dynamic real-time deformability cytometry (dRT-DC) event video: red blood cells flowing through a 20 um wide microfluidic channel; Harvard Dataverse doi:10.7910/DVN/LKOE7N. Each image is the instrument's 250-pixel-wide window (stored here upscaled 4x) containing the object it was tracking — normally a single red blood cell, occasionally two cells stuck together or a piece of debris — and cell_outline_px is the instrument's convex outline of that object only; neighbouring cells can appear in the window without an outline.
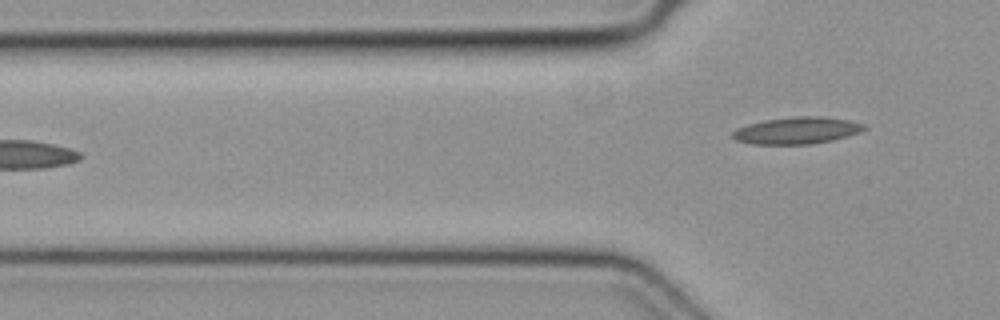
{"species": "common noctule bat (a hibernating species)", "species_latin": "Nyctalus noctula", "temperature_condition": "cold", "stored_images_in_passage": 3, "camera_frame_rate_fps": 3000, "um_per_image_px": 0.085, "animal": {"sex": "female", "body_mass_g": 19.3, "forearm_length_mm": 54.1}, "frame": {"image": 1, "passage_image": 3, "time_ms": 0.667, "image_size_px": [1000, 320], "cell_outline_px": [[868, 128], [860, 132], [848, 136], [832, 140], [812, 144], [752, 144], [736, 140], [732, 136], [732, 132], [736, 128], [748, 124], [764, 120], [796, 116], [820, 116], [848, 120], [864, 124]], "centroid_in_image_um": [67.74, 11.09], "position_along_channel_um": 58.1, "area_um2": 20.63}}